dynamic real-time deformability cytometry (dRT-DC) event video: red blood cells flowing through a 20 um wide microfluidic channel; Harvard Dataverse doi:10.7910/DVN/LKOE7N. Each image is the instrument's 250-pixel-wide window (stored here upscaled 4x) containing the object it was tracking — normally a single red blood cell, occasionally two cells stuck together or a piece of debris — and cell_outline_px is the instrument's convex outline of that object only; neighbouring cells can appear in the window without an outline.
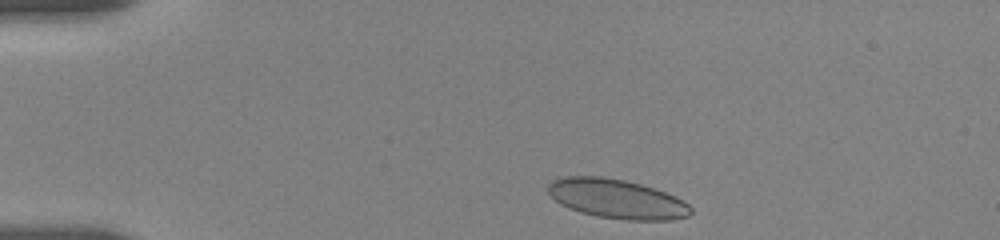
{"species": "human", "species_latin": "Homo sapiens", "temperature_condition": "room temperature", "stored_images_in_passage": 11, "camera_frame_rate_fps": 3000, "um_per_image_px": 0.085, "donor": {"sex": "female"}, "frame": {"image": 1, "passage_image": 2, "time_ms": 0.333, "image_size_px": [1000, 240], "cell_outline_px": [[692, 212], [688, 216], [672, 220], [624, 220], [596, 216], [580, 212], [568, 208], [560, 204], [548, 192], [548, 184], [552, 180], [564, 176], [600, 176], [624, 180], [640, 184], [676, 196], [684, 200], [692, 208]], "centroid_in_image_um": [52.43, 16.91], "position_along_channel_um": 32.6, "area_um2": 32.77}}
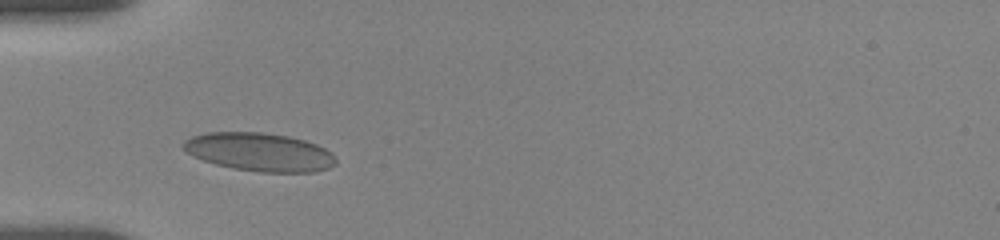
{"frame": {"image": 2, "passage_image": 10, "time_ms": 2.667, "image_size_px": [1000, 240], "cell_outline_px": [[336, 164], [328, 168], [316, 172], [260, 172], [232, 168], [216, 164], [192, 156], [180, 144], [184, 140], [192, 136], [208, 132], [264, 132], [288, 136], [304, 140], [316, 144], [332, 152], [336, 156]], "centroid_in_image_um": [22.07, 12.92], "position_along_channel_um": 62.9, "area_um2": 34.22}}